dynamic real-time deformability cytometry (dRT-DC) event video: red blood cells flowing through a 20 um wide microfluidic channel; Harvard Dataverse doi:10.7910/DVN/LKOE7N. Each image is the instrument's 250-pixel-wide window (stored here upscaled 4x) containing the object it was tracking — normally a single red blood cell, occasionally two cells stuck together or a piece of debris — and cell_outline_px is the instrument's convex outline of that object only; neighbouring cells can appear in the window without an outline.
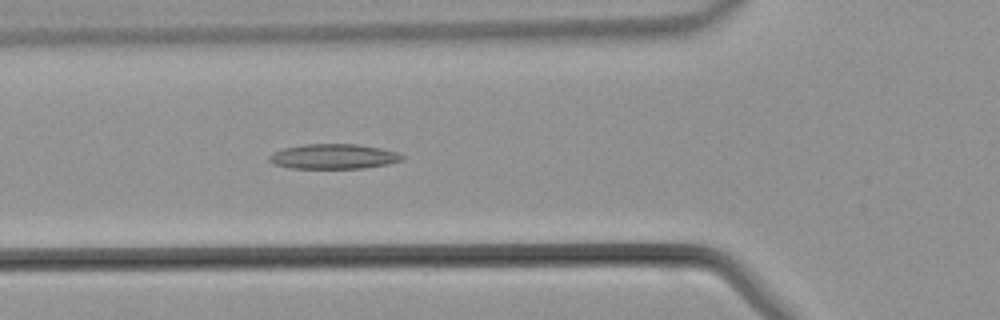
{"species": "common noctule bat (a hibernating species)", "species_latin": "Nyctalus noctula", "temperature_condition": "warm", "stored_images_in_passage": 36, "camera_frame_rate_fps": 3000, "um_per_image_px": 0.085, "animal": {"sex": "male", "body_mass_g": 21.5, "forearm_length_mm": 52.0}, "frame": {"image": 1, "passage_image": 7, "time_ms": 2.0, "image_size_px": [1000, 320], "cell_outline_px": [[404, 160], [388, 164], [364, 168], [288, 168], [272, 164], [268, 160], [268, 156], [272, 152], [284, 148], [304, 144], [356, 144], [380, 148], [396, 152], [404, 156]], "centroid_in_image_um": [28.31, 13.3], "position_along_channel_um": 97.5, "area_um2": 19.42}}
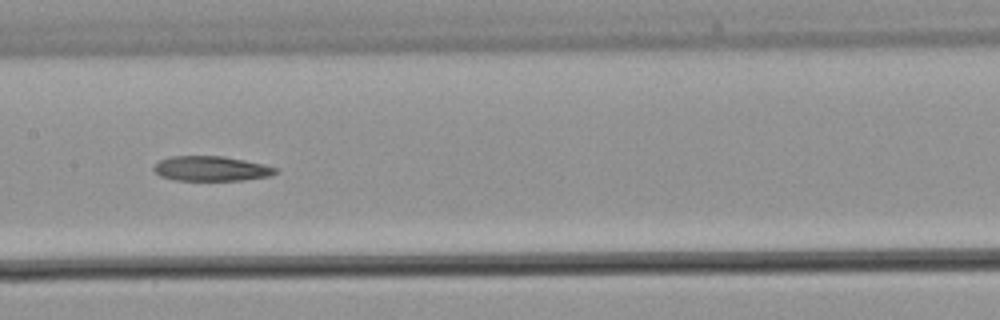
{"frame": {"image": 2, "passage_image": 13, "time_ms": 4.0, "image_size_px": [1000, 320], "cell_outline_px": [[276, 172], [272, 176], [244, 180], [176, 180], [160, 176], [152, 168], [160, 160], [172, 156], [224, 156], [264, 164], [276, 168]], "centroid_in_image_um": [17.96, 14.33], "position_along_channel_um": 189.4, "area_um2": 17.57}}
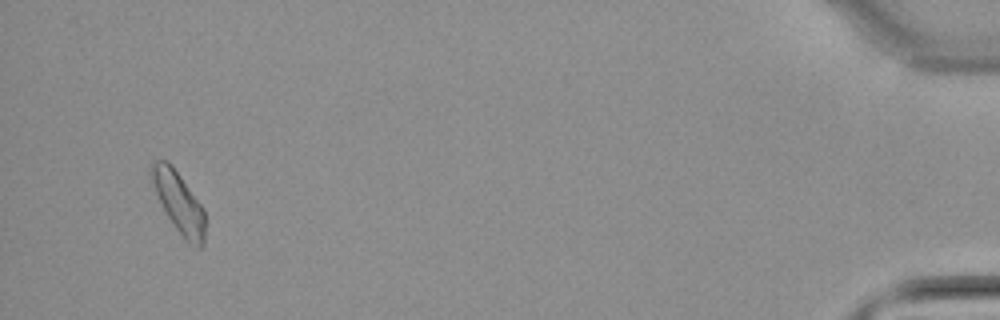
{"frame": {"image": 3, "passage_image": 34, "time_ms": 11.0, "image_size_px": [1000, 320], "cell_outline_px": [[204, 244], [200, 248], [196, 248], [188, 244], [176, 228], [168, 216], [152, 184], [148, 168], [152, 160], [168, 160], [172, 164], [204, 208]], "centroid_in_image_um": [15.18, 17.16], "position_along_channel_um": 420.0, "area_um2": 19.07}}